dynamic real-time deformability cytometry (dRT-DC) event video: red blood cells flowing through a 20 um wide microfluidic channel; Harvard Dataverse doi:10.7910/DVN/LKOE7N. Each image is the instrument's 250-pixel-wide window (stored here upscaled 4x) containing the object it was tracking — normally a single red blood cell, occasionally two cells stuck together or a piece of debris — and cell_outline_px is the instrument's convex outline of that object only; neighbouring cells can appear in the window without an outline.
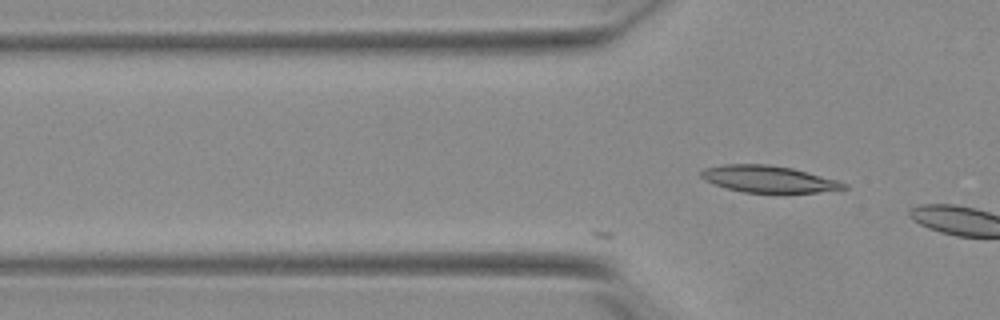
{"species": "Egyptian fruit bat (a non-hibernating species)", "species_latin": "Rousettus aegyptiacus", "temperature_condition": "warm", "stored_images_in_passage": 12, "camera_frame_rate_fps": 3000, "um_per_image_px": 0.085, "animal": {"sex": "female"}, "frame": {"image": 1, "passage_image": 12, "time_ms": 3.667, "image_size_px": [1000, 320], "cell_outline_px": [[848, 188], [816, 192], [744, 192], [728, 188], [704, 180], [700, 176], [700, 172], [704, 168], [724, 164], [768, 164], [792, 168], [836, 180], [848, 184]], "centroid_in_image_um": [65.29, 15.21], "position_along_channel_um": 60.5, "area_um2": 21.91}}